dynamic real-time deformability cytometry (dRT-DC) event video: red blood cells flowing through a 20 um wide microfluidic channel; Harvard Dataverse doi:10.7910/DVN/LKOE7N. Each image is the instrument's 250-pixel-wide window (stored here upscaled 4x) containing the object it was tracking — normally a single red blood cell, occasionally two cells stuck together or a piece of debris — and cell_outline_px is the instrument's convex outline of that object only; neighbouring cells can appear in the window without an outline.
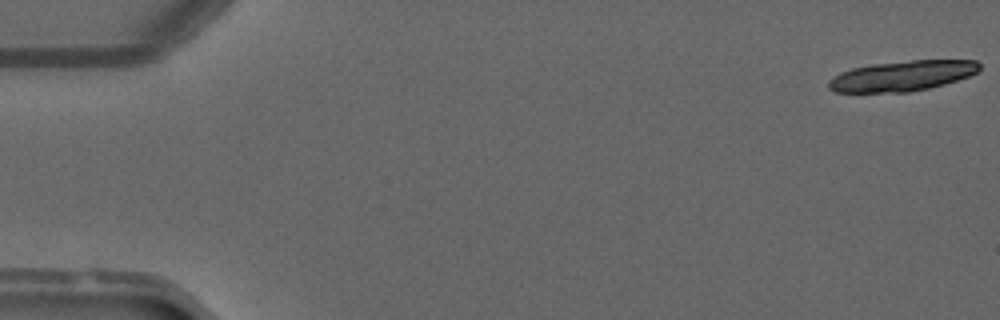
{"species": "common noctule bat (a hibernating species)", "species_latin": "Nyctalus noctula", "temperature_condition": "warm", "stored_images_in_passage": 5, "camera_frame_rate_fps": 3000, "um_per_image_px": 0.085, "animal": {"sex": "male", "forearm_length_mm": 52.5}, "frame": {"image": 1, "passage_image": 1, "time_ms": 0.0, "image_size_px": [1000, 320], "cell_outline_px": [[980, 68], [976, 72], [968, 76], [944, 84], [928, 88], [908, 92], [836, 92], [828, 88], [828, 80], [840, 72], [852, 68], [872, 64], [912, 60], [976, 60], [980, 64]], "centroid_in_image_um": [76.66, 6.44], "position_along_channel_um": 8.3, "area_um2": 26.53}}